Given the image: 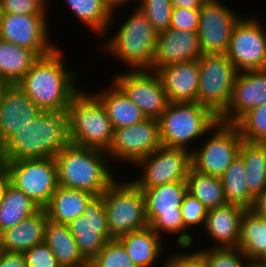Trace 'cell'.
<instances>
[{"label":"cell","mask_w":266,"mask_h":267,"mask_svg":"<svg viewBox=\"0 0 266 267\" xmlns=\"http://www.w3.org/2000/svg\"><path fill=\"white\" fill-rule=\"evenodd\" d=\"M148 225L161 237L176 235L179 247H195L196 237L184 228L180 206L187 194L186 181H175L142 190ZM195 238V239H194Z\"/></svg>","instance_id":"6"},{"label":"cell","mask_w":266,"mask_h":267,"mask_svg":"<svg viewBox=\"0 0 266 267\" xmlns=\"http://www.w3.org/2000/svg\"><path fill=\"white\" fill-rule=\"evenodd\" d=\"M266 103V69L237 73L232 97L218 121L234 124L248 110Z\"/></svg>","instance_id":"19"},{"label":"cell","mask_w":266,"mask_h":267,"mask_svg":"<svg viewBox=\"0 0 266 267\" xmlns=\"http://www.w3.org/2000/svg\"><path fill=\"white\" fill-rule=\"evenodd\" d=\"M207 0H171L173 7L200 9Z\"/></svg>","instance_id":"48"},{"label":"cell","mask_w":266,"mask_h":267,"mask_svg":"<svg viewBox=\"0 0 266 267\" xmlns=\"http://www.w3.org/2000/svg\"><path fill=\"white\" fill-rule=\"evenodd\" d=\"M125 71L114 74L112 81L146 118L158 119L170 103L159 75L150 69Z\"/></svg>","instance_id":"14"},{"label":"cell","mask_w":266,"mask_h":267,"mask_svg":"<svg viewBox=\"0 0 266 267\" xmlns=\"http://www.w3.org/2000/svg\"><path fill=\"white\" fill-rule=\"evenodd\" d=\"M221 0H207L200 8L197 35L203 54H225L236 23L243 17Z\"/></svg>","instance_id":"17"},{"label":"cell","mask_w":266,"mask_h":267,"mask_svg":"<svg viewBox=\"0 0 266 267\" xmlns=\"http://www.w3.org/2000/svg\"><path fill=\"white\" fill-rule=\"evenodd\" d=\"M245 210L242 206L230 203L208 209L203 231L214 242L207 247H237L241 218Z\"/></svg>","instance_id":"22"},{"label":"cell","mask_w":266,"mask_h":267,"mask_svg":"<svg viewBox=\"0 0 266 267\" xmlns=\"http://www.w3.org/2000/svg\"><path fill=\"white\" fill-rule=\"evenodd\" d=\"M244 267H266L260 259H247Z\"/></svg>","instance_id":"51"},{"label":"cell","mask_w":266,"mask_h":267,"mask_svg":"<svg viewBox=\"0 0 266 267\" xmlns=\"http://www.w3.org/2000/svg\"><path fill=\"white\" fill-rule=\"evenodd\" d=\"M199 18L200 9L173 7L169 28L179 31H197Z\"/></svg>","instance_id":"44"},{"label":"cell","mask_w":266,"mask_h":267,"mask_svg":"<svg viewBox=\"0 0 266 267\" xmlns=\"http://www.w3.org/2000/svg\"><path fill=\"white\" fill-rule=\"evenodd\" d=\"M81 267H94V266L91 264V262H88L87 264H85V265H83Z\"/></svg>","instance_id":"54"},{"label":"cell","mask_w":266,"mask_h":267,"mask_svg":"<svg viewBox=\"0 0 266 267\" xmlns=\"http://www.w3.org/2000/svg\"><path fill=\"white\" fill-rule=\"evenodd\" d=\"M245 175V164L238 154L220 179L227 203L252 209L255 198L249 193Z\"/></svg>","instance_id":"34"},{"label":"cell","mask_w":266,"mask_h":267,"mask_svg":"<svg viewBox=\"0 0 266 267\" xmlns=\"http://www.w3.org/2000/svg\"><path fill=\"white\" fill-rule=\"evenodd\" d=\"M9 181L44 209L58 188L55 158L23 159L6 162Z\"/></svg>","instance_id":"11"},{"label":"cell","mask_w":266,"mask_h":267,"mask_svg":"<svg viewBox=\"0 0 266 267\" xmlns=\"http://www.w3.org/2000/svg\"><path fill=\"white\" fill-rule=\"evenodd\" d=\"M234 125L244 141L266 143V103L248 110Z\"/></svg>","instance_id":"36"},{"label":"cell","mask_w":266,"mask_h":267,"mask_svg":"<svg viewBox=\"0 0 266 267\" xmlns=\"http://www.w3.org/2000/svg\"><path fill=\"white\" fill-rule=\"evenodd\" d=\"M237 248L247 259H261L266 254V219L251 209L242 215Z\"/></svg>","instance_id":"31"},{"label":"cell","mask_w":266,"mask_h":267,"mask_svg":"<svg viewBox=\"0 0 266 267\" xmlns=\"http://www.w3.org/2000/svg\"><path fill=\"white\" fill-rule=\"evenodd\" d=\"M260 18L242 17L234 26L225 55L238 72L266 69V28Z\"/></svg>","instance_id":"13"},{"label":"cell","mask_w":266,"mask_h":267,"mask_svg":"<svg viewBox=\"0 0 266 267\" xmlns=\"http://www.w3.org/2000/svg\"><path fill=\"white\" fill-rule=\"evenodd\" d=\"M73 16L102 39L111 29L112 13L102 0H65Z\"/></svg>","instance_id":"33"},{"label":"cell","mask_w":266,"mask_h":267,"mask_svg":"<svg viewBox=\"0 0 266 267\" xmlns=\"http://www.w3.org/2000/svg\"><path fill=\"white\" fill-rule=\"evenodd\" d=\"M8 181H9V176H8L7 171L5 170L0 175V202L2 201L3 193H4V190H5V186H6Z\"/></svg>","instance_id":"49"},{"label":"cell","mask_w":266,"mask_h":267,"mask_svg":"<svg viewBox=\"0 0 266 267\" xmlns=\"http://www.w3.org/2000/svg\"><path fill=\"white\" fill-rule=\"evenodd\" d=\"M9 87H10V84L6 80H3L0 77V105L2 103V99H3L4 93Z\"/></svg>","instance_id":"52"},{"label":"cell","mask_w":266,"mask_h":267,"mask_svg":"<svg viewBox=\"0 0 266 267\" xmlns=\"http://www.w3.org/2000/svg\"><path fill=\"white\" fill-rule=\"evenodd\" d=\"M239 155L245 164L247 188L256 199L266 190V143H252L243 140Z\"/></svg>","instance_id":"32"},{"label":"cell","mask_w":266,"mask_h":267,"mask_svg":"<svg viewBox=\"0 0 266 267\" xmlns=\"http://www.w3.org/2000/svg\"><path fill=\"white\" fill-rule=\"evenodd\" d=\"M133 166L142 174L132 178L141 190L175 181H185L192 167L191 151L183 148L161 146L138 160Z\"/></svg>","instance_id":"12"},{"label":"cell","mask_w":266,"mask_h":267,"mask_svg":"<svg viewBox=\"0 0 266 267\" xmlns=\"http://www.w3.org/2000/svg\"><path fill=\"white\" fill-rule=\"evenodd\" d=\"M258 216L266 219V190H264L254 201L252 209Z\"/></svg>","instance_id":"46"},{"label":"cell","mask_w":266,"mask_h":267,"mask_svg":"<svg viewBox=\"0 0 266 267\" xmlns=\"http://www.w3.org/2000/svg\"><path fill=\"white\" fill-rule=\"evenodd\" d=\"M161 146L158 120L146 118L130 127L114 129L113 140L106 153L111 162L115 159L132 166Z\"/></svg>","instance_id":"16"},{"label":"cell","mask_w":266,"mask_h":267,"mask_svg":"<svg viewBox=\"0 0 266 267\" xmlns=\"http://www.w3.org/2000/svg\"><path fill=\"white\" fill-rule=\"evenodd\" d=\"M86 91L81 88L67 109L69 141L107 152L114 129L100 99L94 92Z\"/></svg>","instance_id":"5"},{"label":"cell","mask_w":266,"mask_h":267,"mask_svg":"<svg viewBox=\"0 0 266 267\" xmlns=\"http://www.w3.org/2000/svg\"><path fill=\"white\" fill-rule=\"evenodd\" d=\"M40 57L25 47L0 39V77L17 85Z\"/></svg>","instance_id":"30"},{"label":"cell","mask_w":266,"mask_h":267,"mask_svg":"<svg viewBox=\"0 0 266 267\" xmlns=\"http://www.w3.org/2000/svg\"><path fill=\"white\" fill-rule=\"evenodd\" d=\"M105 6L109 9V11L112 13V22H114L115 18V11H118L124 7V5H128L132 2V0H102ZM135 0H133V3ZM122 7V8H121ZM120 8V9H119Z\"/></svg>","instance_id":"47"},{"label":"cell","mask_w":266,"mask_h":267,"mask_svg":"<svg viewBox=\"0 0 266 267\" xmlns=\"http://www.w3.org/2000/svg\"><path fill=\"white\" fill-rule=\"evenodd\" d=\"M49 23L47 14L0 13V39L33 50L43 57L59 46L49 38Z\"/></svg>","instance_id":"15"},{"label":"cell","mask_w":266,"mask_h":267,"mask_svg":"<svg viewBox=\"0 0 266 267\" xmlns=\"http://www.w3.org/2000/svg\"><path fill=\"white\" fill-rule=\"evenodd\" d=\"M67 225L75 237L80 254L87 262H91L106 242L112 239L104 207V193L94 195L87 202L82 215Z\"/></svg>","instance_id":"18"},{"label":"cell","mask_w":266,"mask_h":267,"mask_svg":"<svg viewBox=\"0 0 266 267\" xmlns=\"http://www.w3.org/2000/svg\"><path fill=\"white\" fill-rule=\"evenodd\" d=\"M94 267H137L118 239H111L91 261Z\"/></svg>","instance_id":"38"},{"label":"cell","mask_w":266,"mask_h":267,"mask_svg":"<svg viewBox=\"0 0 266 267\" xmlns=\"http://www.w3.org/2000/svg\"><path fill=\"white\" fill-rule=\"evenodd\" d=\"M40 209L25 192L8 181L0 202V234L18 225Z\"/></svg>","instance_id":"29"},{"label":"cell","mask_w":266,"mask_h":267,"mask_svg":"<svg viewBox=\"0 0 266 267\" xmlns=\"http://www.w3.org/2000/svg\"><path fill=\"white\" fill-rule=\"evenodd\" d=\"M47 221L46 210L40 209L18 225L6 229L0 234V250L23 253L44 242Z\"/></svg>","instance_id":"24"},{"label":"cell","mask_w":266,"mask_h":267,"mask_svg":"<svg viewBox=\"0 0 266 267\" xmlns=\"http://www.w3.org/2000/svg\"><path fill=\"white\" fill-rule=\"evenodd\" d=\"M6 170V160L3 144L0 142V175Z\"/></svg>","instance_id":"50"},{"label":"cell","mask_w":266,"mask_h":267,"mask_svg":"<svg viewBox=\"0 0 266 267\" xmlns=\"http://www.w3.org/2000/svg\"><path fill=\"white\" fill-rule=\"evenodd\" d=\"M94 196L90 192L59 185L44 208L51 221L69 224L82 215L87 202Z\"/></svg>","instance_id":"27"},{"label":"cell","mask_w":266,"mask_h":267,"mask_svg":"<svg viewBox=\"0 0 266 267\" xmlns=\"http://www.w3.org/2000/svg\"><path fill=\"white\" fill-rule=\"evenodd\" d=\"M202 55L197 31H179L168 28L157 35L150 70L156 72L166 65L196 61Z\"/></svg>","instance_id":"20"},{"label":"cell","mask_w":266,"mask_h":267,"mask_svg":"<svg viewBox=\"0 0 266 267\" xmlns=\"http://www.w3.org/2000/svg\"><path fill=\"white\" fill-rule=\"evenodd\" d=\"M180 208L184 228L189 229V233L194 227L200 226L203 229L208 209L197 198L187 193Z\"/></svg>","instance_id":"40"},{"label":"cell","mask_w":266,"mask_h":267,"mask_svg":"<svg viewBox=\"0 0 266 267\" xmlns=\"http://www.w3.org/2000/svg\"><path fill=\"white\" fill-rule=\"evenodd\" d=\"M183 249V251H181ZM192 247H179V251L171 256L168 255L160 267H207L205 258ZM190 250V251H189ZM165 260V261H164Z\"/></svg>","instance_id":"42"},{"label":"cell","mask_w":266,"mask_h":267,"mask_svg":"<svg viewBox=\"0 0 266 267\" xmlns=\"http://www.w3.org/2000/svg\"><path fill=\"white\" fill-rule=\"evenodd\" d=\"M48 0H0V13L7 14H49Z\"/></svg>","instance_id":"41"},{"label":"cell","mask_w":266,"mask_h":267,"mask_svg":"<svg viewBox=\"0 0 266 267\" xmlns=\"http://www.w3.org/2000/svg\"><path fill=\"white\" fill-rule=\"evenodd\" d=\"M69 142L67 112L43 111L3 144L5 160L55 158Z\"/></svg>","instance_id":"3"},{"label":"cell","mask_w":266,"mask_h":267,"mask_svg":"<svg viewBox=\"0 0 266 267\" xmlns=\"http://www.w3.org/2000/svg\"><path fill=\"white\" fill-rule=\"evenodd\" d=\"M138 9L159 33L170 27L173 5L171 0H138Z\"/></svg>","instance_id":"37"},{"label":"cell","mask_w":266,"mask_h":267,"mask_svg":"<svg viewBox=\"0 0 266 267\" xmlns=\"http://www.w3.org/2000/svg\"><path fill=\"white\" fill-rule=\"evenodd\" d=\"M105 89L94 93L101 101L113 129L130 127L146 119L143 112L113 82Z\"/></svg>","instance_id":"26"},{"label":"cell","mask_w":266,"mask_h":267,"mask_svg":"<svg viewBox=\"0 0 266 267\" xmlns=\"http://www.w3.org/2000/svg\"><path fill=\"white\" fill-rule=\"evenodd\" d=\"M158 32L153 28L144 14L136 7L126 17L111 38L106 36L100 49L111 54L129 70L151 69L155 54ZM108 37V38H107ZM106 51V52H105Z\"/></svg>","instance_id":"4"},{"label":"cell","mask_w":266,"mask_h":267,"mask_svg":"<svg viewBox=\"0 0 266 267\" xmlns=\"http://www.w3.org/2000/svg\"><path fill=\"white\" fill-rule=\"evenodd\" d=\"M203 138L193 145L192 168L200 173L221 177L239 154L243 138L234 124L218 122Z\"/></svg>","instance_id":"9"},{"label":"cell","mask_w":266,"mask_h":267,"mask_svg":"<svg viewBox=\"0 0 266 267\" xmlns=\"http://www.w3.org/2000/svg\"><path fill=\"white\" fill-rule=\"evenodd\" d=\"M23 255L27 267H61L45 242L27 249Z\"/></svg>","instance_id":"43"},{"label":"cell","mask_w":266,"mask_h":267,"mask_svg":"<svg viewBox=\"0 0 266 267\" xmlns=\"http://www.w3.org/2000/svg\"><path fill=\"white\" fill-rule=\"evenodd\" d=\"M0 267H27L23 253L0 250Z\"/></svg>","instance_id":"45"},{"label":"cell","mask_w":266,"mask_h":267,"mask_svg":"<svg viewBox=\"0 0 266 267\" xmlns=\"http://www.w3.org/2000/svg\"><path fill=\"white\" fill-rule=\"evenodd\" d=\"M44 242L50 247L61 267H81L88 263L80 254L75 237L67 224L48 219Z\"/></svg>","instance_id":"28"},{"label":"cell","mask_w":266,"mask_h":267,"mask_svg":"<svg viewBox=\"0 0 266 267\" xmlns=\"http://www.w3.org/2000/svg\"><path fill=\"white\" fill-rule=\"evenodd\" d=\"M198 66L197 103L219 117L230 104L238 71L225 54H203Z\"/></svg>","instance_id":"10"},{"label":"cell","mask_w":266,"mask_h":267,"mask_svg":"<svg viewBox=\"0 0 266 267\" xmlns=\"http://www.w3.org/2000/svg\"><path fill=\"white\" fill-rule=\"evenodd\" d=\"M61 50L57 47L40 57L17 84L42 111L67 112L73 96L82 88L78 70L69 68Z\"/></svg>","instance_id":"1"},{"label":"cell","mask_w":266,"mask_h":267,"mask_svg":"<svg viewBox=\"0 0 266 267\" xmlns=\"http://www.w3.org/2000/svg\"><path fill=\"white\" fill-rule=\"evenodd\" d=\"M156 73L160 77L169 102H197L198 60L166 65L159 68Z\"/></svg>","instance_id":"23"},{"label":"cell","mask_w":266,"mask_h":267,"mask_svg":"<svg viewBox=\"0 0 266 267\" xmlns=\"http://www.w3.org/2000/svg\"><path fill=\"white\" fill-rule=\"evenodd\" d=\"M104 207L112 239L149 226L143 191L131 179H116L106 189Z\"/></svg>","instance_id":"8"},{"label":"cell","mask_w":266,"mask_h":267,"mask_svg":"<svg viewBox=\"0 0 266 267\" xmlns=\"http://www.w3.org/2000/svg\"><path fill=\"white\" fill-rule=\"evenodd\" d=\"M185 181L187 193L197 198L207 209L227 203L220 177L200 173L191 167Z\"/></svg>","instance_id":"35"},{"label":"cell","mask_w":266,"mask_h":267,"mask_svg":"<svg viewBox=\"0 0 266 267\" xmlns=\"http://www.w3.org/2000/svg\"><path fill=\"white\" fill-rule=\"evenodd\" d=\"M58 184L94 195L103 194L116 180L106 151L68 143L55 156ZM114 171V172H113Z\"/></svg>","instance_id":"2"},{"label":"cell","mask_w":266,"mask_h":267,"mask_svg":"<svg viewBox=\"0 0 266 267\" xmlns=\"http://www.w3.org/2000/svg\"><path fill=\"white\" fill-rule=\"evenodd\" d=\"M43 111L17 85H10L0 105V142L4 144L19 129Z\"/></svg>","instance_id":"21"},{"label":"cell","mask_w":266,"mask_h":267,"mask_svg":"<svg viewBox=\"0 0 266 267\" xmlns=\"http://www.w3.org/2000/svg\"><path fill=\"white\" fill-rule=\"evenodd\" d=\"M207 267H244L247 258L237 247L199 248Z\"/></svg>","instance_id":"39"},{"label":"cell","mask_w":266,"mask_h":267,"mask_svg":"<svg viewBox=\"0 0 266 267\" xmlns=\"http://www.w3.org/2000/svg\"><path fill=\"white\" fill-rule=\"evenodd\" d=\"M260 260L266 265V254L262 256Z\"/></svg>","instance_id":"53"},{"label":"cell","mask_w":266,"mask_h":267,"mask_svg":"<svg viewBox=\"0 0 266 267\" xmlns=\"http://www.w3.org/2000/svg\"><path fill=\"white\" fill-rule=\"evenodd\" d=\"M157 120L162 146L189 151L219 122L208 107L197 102H170Z\"/></svg>","instance_id":"7"},{"label":"cell","mask_w":266,"mask_h":267,"mask_svg":"<svg viewBox=\"0 0 266 267\" xmlns=\"http://www.w3.org/2000/svg\"><path fill=\"white\" fill-rule=\"evenodd\" d=\"M127 254L137 267H154L160 265L165 245L162 238L150 227L123 235L118 238Z\"/></svg>","instance_id":"25"}]
</instances>
